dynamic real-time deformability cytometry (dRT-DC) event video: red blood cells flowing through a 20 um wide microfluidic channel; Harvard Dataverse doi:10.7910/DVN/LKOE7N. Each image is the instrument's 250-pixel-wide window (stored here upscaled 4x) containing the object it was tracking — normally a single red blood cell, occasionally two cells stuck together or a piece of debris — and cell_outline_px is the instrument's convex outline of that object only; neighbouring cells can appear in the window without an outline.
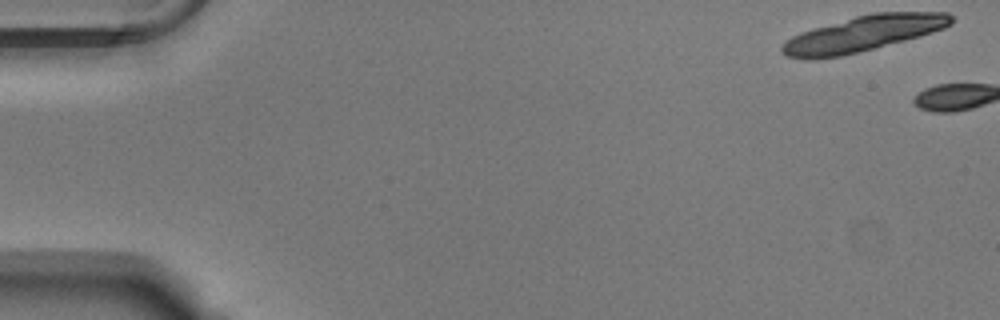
{"species": "Egyptian fruit bat (a non-hibernating species)", "species_latin": "Rousettus aegyptiacus", "temperature_condition": "warm", "stored_images_in_passage": 3, "camera_frame_rate_fps": 3000, "um_per_image_px": 0.085, "animal": {"sex": "male"}, "frame": {"image": 1, "passage_image": 1, "time_ms": 0.0, "image_size_px": [1000, 320], "cell_outline_px": [[952, 24], [944, 28], [920, 36], [860, 52], [840, 56], [812, 60], [808, 60], [788, 56], [780, 52], [780, 48], [792, 36], [800, 32], [812, 28], [856, 16], [872, 12], [948, 12], [952, 16]], "centroid_in_image_um": [73.36, 2.86], "position_along_channel_um": 11.6, "area_um2": 35.08}}